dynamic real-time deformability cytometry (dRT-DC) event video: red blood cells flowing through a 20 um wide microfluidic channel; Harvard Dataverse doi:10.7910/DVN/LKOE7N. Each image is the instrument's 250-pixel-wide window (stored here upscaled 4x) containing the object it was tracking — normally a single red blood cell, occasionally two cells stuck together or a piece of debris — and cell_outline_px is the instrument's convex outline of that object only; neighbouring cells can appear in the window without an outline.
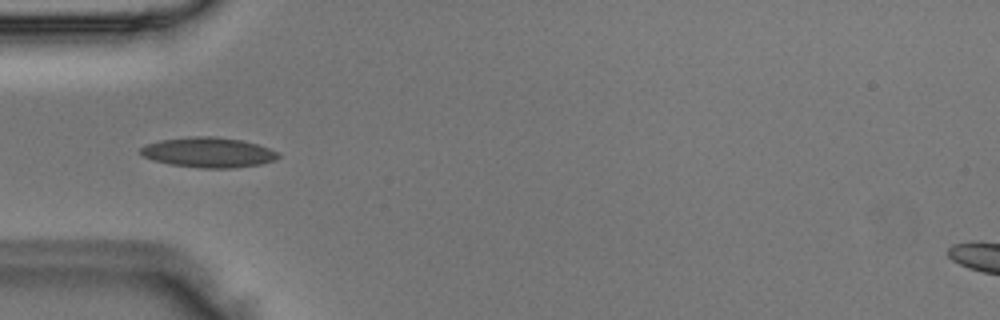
{"species": "Egyptian fruit bat (a non-hibernating species)", "species_latin": "Rousettus aegyptiacus", "temperature_condition": "room temperature", "stored_images_in_passage": 2, "camera_frame_rate_fps": 3000, "um_per_image_px": 0.085, "animal": {"sex": "male"}, "frame": {"image": 1, "passage_image": 2, "time_ms": 0.333, "image_size_px": [1000, 320], "cell_outline_px": [[280, 156], [276, 160], [260, 164], [232, 168], [200, 168], [172, 164], [152, 160], [144, 156], [140, 152], [140, 148], [144, 144], [160, 140], [192, 136], [216, 136], [244, 140], [280, 152]], "centroid_in_image_um": [17.73, 12.94], "position_along_channel_um": 67.3, "area_um2": 24.28}}